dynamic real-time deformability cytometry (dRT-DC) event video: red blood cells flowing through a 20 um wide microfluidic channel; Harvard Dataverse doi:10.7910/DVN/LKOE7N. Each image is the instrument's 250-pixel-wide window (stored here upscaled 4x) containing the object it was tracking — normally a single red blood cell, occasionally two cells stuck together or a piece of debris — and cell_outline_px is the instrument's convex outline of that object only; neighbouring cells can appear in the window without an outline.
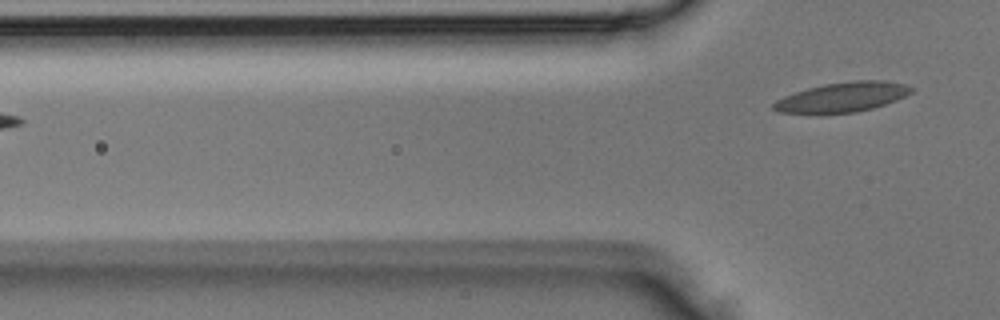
{"species": "Egyptian fruit bat (a non-hibernating species)", "species_latin": "Rousettus aegyptiacus", "temperature_condition": "room temperature", "stored_images_in_passage": 2, "camera_frame_rate_fps": 3000, "um_per_image_px": 0.085, "animal": {"sex": "male"}, "frame": {"image": 1, "passage_image": 2, "time_ms": 0.333, "image_size_px": [1000, 320], "cell_outline_px": [[916, 88], [912, 92], [896, 100], [872, 108], [856, 112], [780, 112], [772, 108], [772, 104], [776, 100], [784, 96], [808, 88], [824, 84], [856, 80], [880, 80], [904, 84]], "centroid_in_image_um": [71.64, 8.23], "position_along_channel_um": 54.2, "area_um2": 23.29}}